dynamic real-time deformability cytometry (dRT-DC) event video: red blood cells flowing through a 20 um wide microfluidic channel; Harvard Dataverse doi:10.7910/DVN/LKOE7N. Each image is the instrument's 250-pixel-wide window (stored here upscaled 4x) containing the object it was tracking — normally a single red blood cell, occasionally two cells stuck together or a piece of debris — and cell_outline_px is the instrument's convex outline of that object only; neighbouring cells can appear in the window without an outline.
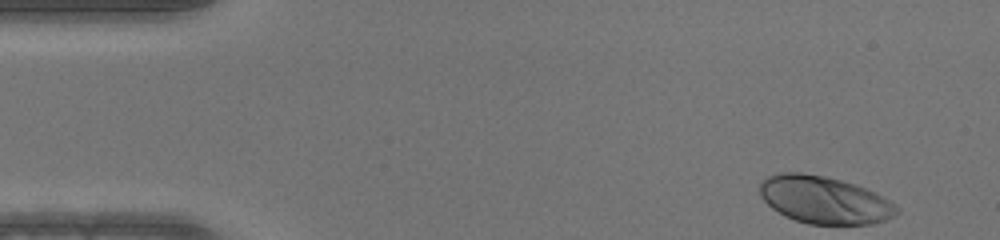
{"species": "human", "species_latin": "Homo sapiens", "temperature_condition": "warm", "stored_images_in_passage": 47, "camera_frame_rate_fps": 3000, "um_per_image_px": 0.085, "donor": {"sex": "male"}, "frame": {"image": 1, "passage_image": 1, "time_ms": 0.0, "image_size_px": [1000, 240], "cell_outline_px": [[900, 212], [884, 220], [872, 224], [808, 224], [784, 216], [772, 208], [760, 196], [760, 184], [768, 176], [784, 172], [800, 172], [824, 176], [840, 180], [864, 188], [888, 200]], "centroid_in_image_um": [70.02, 17.0], "position_along_channel_um": 15.0, "area_um2": 37.28}}
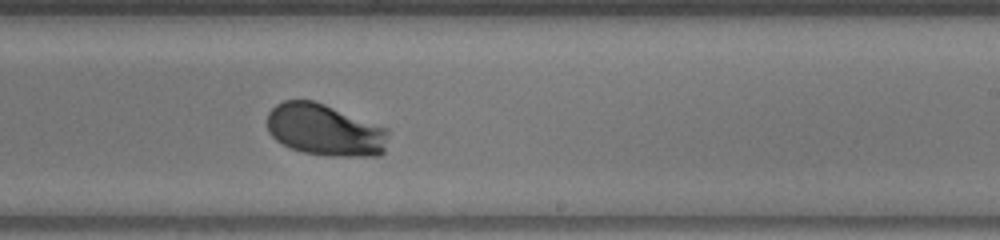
{"frame": {"image": 2, "passage_image": 27, "time_ms": 8.667, "image_size_px": [1000, 240], "cell_outline_px": [[388, 132], [384, 152], [380, 156], [328, 156], [304, 152], [292, 148], [276, 140], [268, 132], [268, 112], [276, 104], [284, 100], [316, 100], [388, 128]], "centroid_in_image_um": [27.63, 11.04], "position_along_channel_um": 261.4, "area_um2": 36.82}}
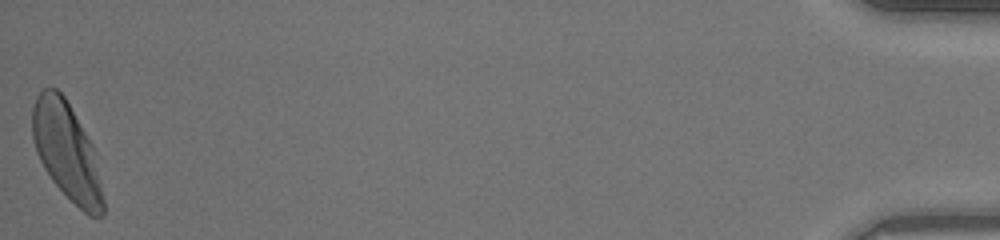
{"frame": {"image": 3, "passage_image": 47, "time_ms": 15.333, "image_size_px": [1000, 240], "cell_outline_px": [[104, 212], [100, 216], [88, 216], [52, 180], [44, 168], [36, 152], [32, 136], [32, 108], [36, 96], [44, 88], [56, 88], [64, 96], [92, 144], [104, 200]], "centroid_in_image_um": [5.65, 12.85], "position_along_channel_um": 429.6, "area_um2": 39.48}}